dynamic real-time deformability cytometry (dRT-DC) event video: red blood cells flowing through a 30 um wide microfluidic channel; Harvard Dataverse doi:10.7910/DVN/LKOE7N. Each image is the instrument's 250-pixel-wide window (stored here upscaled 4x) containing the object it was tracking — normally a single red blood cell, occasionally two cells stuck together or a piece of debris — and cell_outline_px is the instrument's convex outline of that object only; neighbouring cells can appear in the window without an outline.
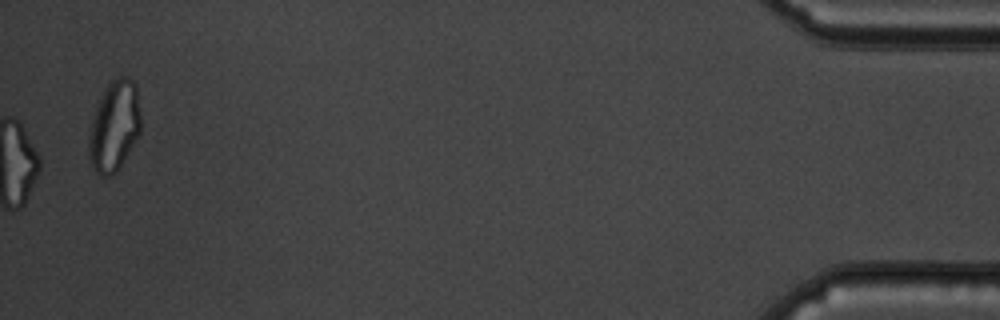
{"species": "common noctule bat (a hibernating species)", "species_latin": "Nyctalus noctula", "temperature_condition": "cold", "stored_images_in_passage": 55, "camera_frame_rate_fps": 3000, "um_per_image_px": 0.085, "animal": {"sex": "male", "body_mass_g": 19.5, "forearm_length_mm": 54.6}, "frame": {"image": 1, "passage_image": 55, "time_ms": 18.0, "image_size_px": [1000, 320], "cell_outline_px": [[140, 132], [120, 168], [112, 176], [100, 176], [96, 172], [88, 156], [88, 140], [92, 120], [96, 104], [104, 88], [112, 80], [120, 76], [128, 76], [136, 84], [140, 112]], "centroid_in_image_um": [9.71, 10.71], "position_along_channel_um": 425.5, "area_um2": 27.63}, "authors_computed_cell_mechanics": {"area_um2": 23.8714, "velocity_mm_per_s": 3.5262, "shape_relaxation_time_tau1_ms": null, "shape_relaxation_time_tau2_ms": 2.8716, "deformation_change_tau1": null, "deformation_change_tau2": 0.1178}}